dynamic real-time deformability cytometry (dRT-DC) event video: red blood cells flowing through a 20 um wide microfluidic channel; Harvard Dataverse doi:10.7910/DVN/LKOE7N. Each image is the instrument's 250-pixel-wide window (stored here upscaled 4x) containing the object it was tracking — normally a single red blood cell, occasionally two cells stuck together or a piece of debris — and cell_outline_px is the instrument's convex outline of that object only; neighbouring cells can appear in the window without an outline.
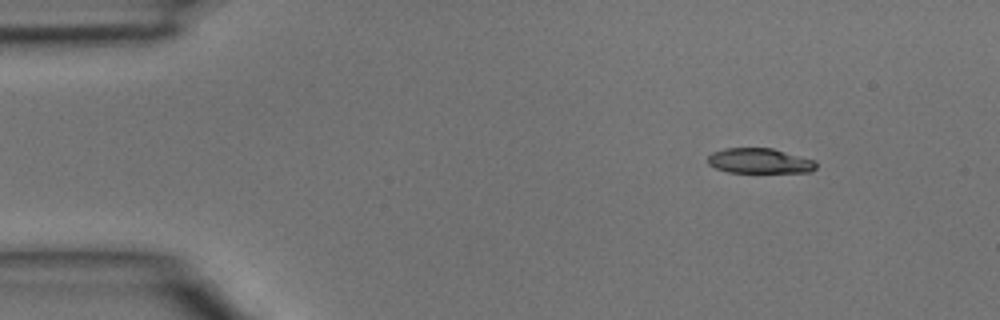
{"species": "common noctule bat (a hibernating species)", "species_latin": "Nyctalus noctula", "temperature_condition": "room temperature", "stored_images_in_passage": 3, "camera_frame_rate_fps": 3000, "um_per_image_px": 0.085, "animal": {"sex": "male", "body_mass_g": 15.6}, "frame": {"image": 1, "passage_image": 1, "time_ms": 0.0, "image_size_px": [1000, 320], "cell_outline_px": [[816, 168], [812, 172], [728, 172], [716, 168], [708, 164], [708, 156], [712, 152], [724, 148], [772, 148], [816, 160]], "centroid_in_image_um": [64.58, 13.67], "position_along_channel_um": 20.4, "area_um2": 15.9}}
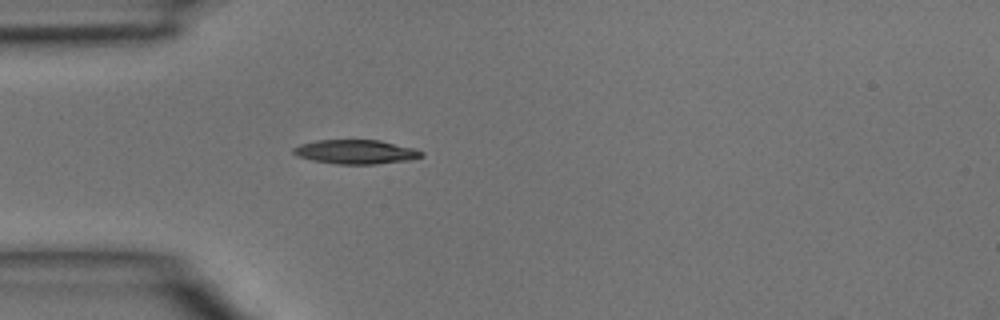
{"frame": {"image": 2, "passage_image": 3, "time_ms": 0.667, "image_size_px": [1000, 320], "cell_outline_px": [[424, 156], [412, 160], [376, 164], [336, 164], [312, 160], [296, 156], [292, 152], [292, 148], [300, 144], [316, 140], [380, 140], [416, 148], [424, 152]], "centroid_in_image_um": [30.27, 12.91], "position_along_channel_um": 54.7, "area_um2": 18.32}}